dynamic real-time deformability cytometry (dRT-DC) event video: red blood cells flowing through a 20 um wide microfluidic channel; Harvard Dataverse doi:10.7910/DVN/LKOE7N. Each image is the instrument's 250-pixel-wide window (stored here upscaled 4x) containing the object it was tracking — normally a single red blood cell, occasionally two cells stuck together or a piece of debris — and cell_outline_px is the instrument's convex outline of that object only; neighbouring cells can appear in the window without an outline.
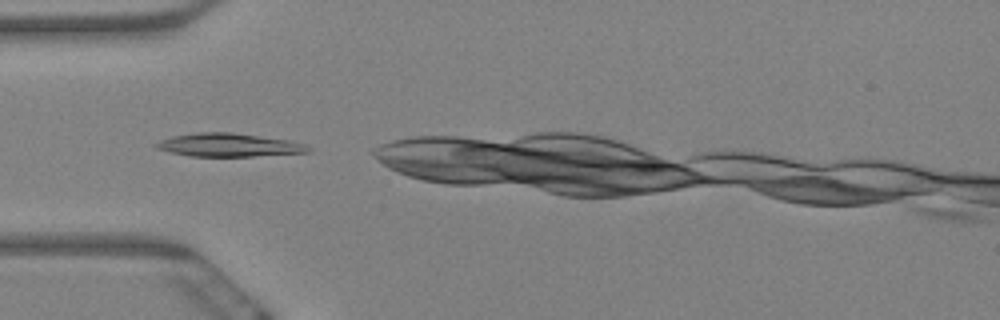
{"species": "Egyptian fruit bat (a non-hibernating species)", "species_latin": "Rousettus aegyptiacus", "temperature_condition": "warm", "stored_images_in_passage": 3, "camera_frame_rate_fps": 3000, "um_per_image_px": 0.085, "animal": {"sex": "female"}, "frame": {"image": 1, "passage_image": 1, "time_ms": 0.0, "image_size_px": [1000, 320], "cell_outline_px": [[312, 152], [256, 156], [188, 156], [156, 148], [152, 144], [160, 140], [172, 136], [196, 132], [232, 132], [288, 140], [304, 144], [312, 148]], "centroid_in_image_um": [19.45, 12.32], "position_along_channel_um": 65.6, "area_um2": 20.69}}